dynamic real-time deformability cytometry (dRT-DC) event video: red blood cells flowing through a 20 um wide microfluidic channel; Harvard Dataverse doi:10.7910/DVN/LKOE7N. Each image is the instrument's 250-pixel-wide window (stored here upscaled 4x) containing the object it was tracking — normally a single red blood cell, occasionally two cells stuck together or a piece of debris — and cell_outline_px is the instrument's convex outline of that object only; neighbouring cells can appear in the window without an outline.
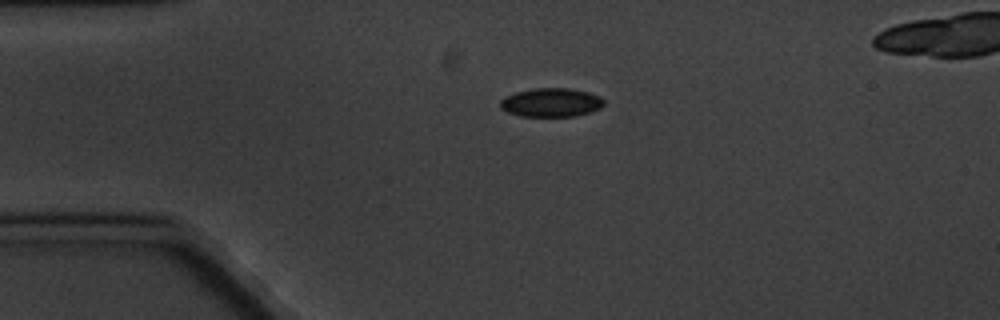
{"species": "common noctule bat (a hibernating species)", "species_latin": "Nyctalus noctula", "temperature_condition": "cold", "stored_images_in_passage": 5, "camera_frame_rate_fps": 3000, "um_per_image_px": 0.085, "animal": {"sex": "male", "body_mass_g": 20.1, "forearm_length_mm": 53.5}, "frame": {"image": 1, "passage_image": 3, "time_ms": 2.333, "image_size_px": [1000, 320], "cell_outline_px": [[604, 104], [600, 108], [576, 116], [520, 116], [508, 112], [500, 108], [500, 100], [504, 96], [516, 92], [536, 88], [572, 88], [588, 92], [600, 96], [604, 100]], "centroid_in_image_um": [46.84, 8.7], "position_along_channel_um": 38.2, "area_um2": 17.4}}